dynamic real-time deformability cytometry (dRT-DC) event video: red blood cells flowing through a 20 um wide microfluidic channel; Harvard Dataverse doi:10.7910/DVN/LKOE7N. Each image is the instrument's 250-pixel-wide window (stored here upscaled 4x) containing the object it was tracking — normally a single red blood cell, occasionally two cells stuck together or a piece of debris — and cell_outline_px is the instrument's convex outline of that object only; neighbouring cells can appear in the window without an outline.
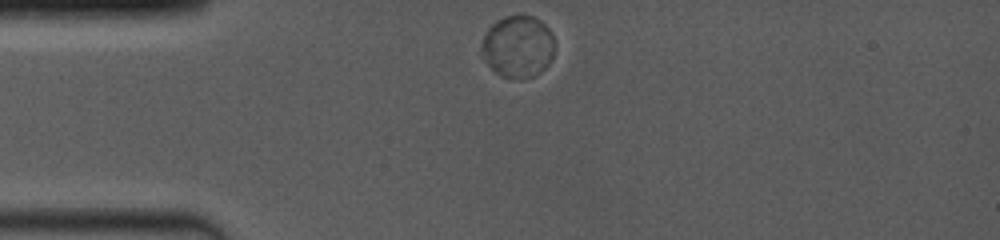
{"species": "common noctule bat (a hibernating species)", "species_latin": "Nyctalus noctula", "temperature_condition": "room temperature", "stored_images_in_passage": 2, "camera_frame_rate_fps": 4000, "um_per_image_px": 0.085, "animal": {"sex": "female", "body_mass_g": 19.0, "forearm_length_mm": 53.3}, "frame": {"image": 1, "passage_image": 1, "time_ms": 0.0, "image_size_px": [1000, 240], "cell_outline_px": [[552, 60], [536, 76], [520, 80], [500, 76], [484, 60], [480, 48], [480, 44], [488, 28], [496, 20], [504, 16], [520, 12], [524, 12], [540, 20], [552, 32]], "centroid_in_image_um": [43.99, 3.93], "position_along_channel_um": 41.0, "area_um2": 26.99}}